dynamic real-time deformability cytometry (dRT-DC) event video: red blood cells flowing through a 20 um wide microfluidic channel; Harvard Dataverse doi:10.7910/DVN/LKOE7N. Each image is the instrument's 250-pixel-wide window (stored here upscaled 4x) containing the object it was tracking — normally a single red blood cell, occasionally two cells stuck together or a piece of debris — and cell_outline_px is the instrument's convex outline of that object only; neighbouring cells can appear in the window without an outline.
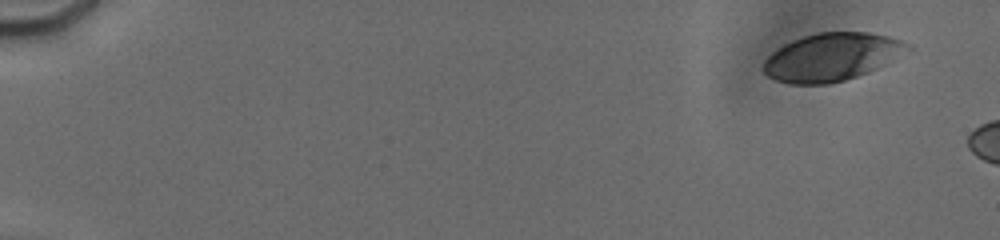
{"species": "human", "species_latin": "Homo sapiens", "temperature_condition": "cold", "stored_images_in_passage": 4, "camera_frame_rate_fps": 3000, "um_per_image_px": 0.085, "donor": {"sex": "male"}, "frame": {"image": 1, "passage_image": 2, "time_ms": 1.0, "image_size_px": [1000, 240], "cell_outline_px": [[912, 52], [868, 72], [844, 80], [828, 84], [792, 84], [776, 80], [768, 76], [764, 72], [764, 60], [772, 52], [784, 44], [792, 40], [804, 36], [820, 32], [868, 32], [888, 36], [904, 40], [912, 48]], "centroid_in_image_um": [70.76, 4.84], "position_along_channel_um": 14.2, "area_um2": 40.34}}